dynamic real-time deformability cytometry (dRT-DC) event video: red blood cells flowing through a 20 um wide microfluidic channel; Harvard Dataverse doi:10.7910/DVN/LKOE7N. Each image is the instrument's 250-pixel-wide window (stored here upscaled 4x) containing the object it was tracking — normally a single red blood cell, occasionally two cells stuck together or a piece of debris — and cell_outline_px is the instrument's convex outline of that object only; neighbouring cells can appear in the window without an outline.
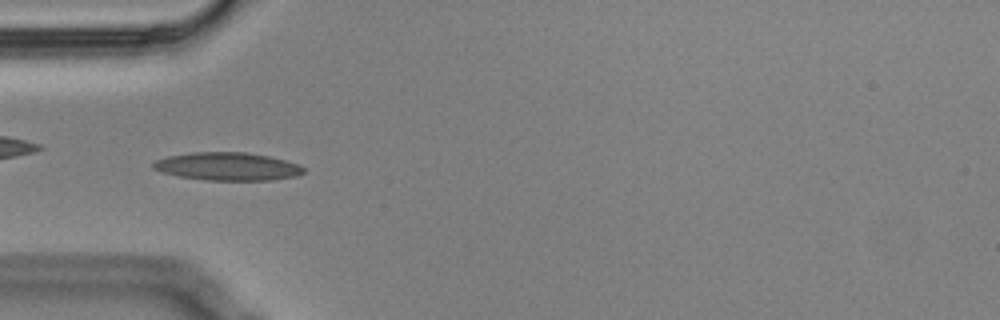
{"species": "Egyptian fruit bat (a non-hibernating species)", "species_latin": "Rousettus aegyptiacus", "temperature_condition": "cold", "stored_images_in_passage": 57, "camera_frame_rate_fps": 3000, "um_per_image_px": 0.085, "animal": {"sex": "male"}, "frame": {"image": 1, "passage_image": 17, "time_ms": 5.333, "image_size_px": [1000, 320], "cell_outline_px": [[304, 172], [296, 176], [272, 180], [204, 180], [176, 176], [160, 172], [152, 168], [152, 164], [156, 160], [168, 156], [192, 152], [244, 152], [268, 156], [300, 164], [304, 168]], "centroid_in_image_um": [19.31, 14.15], "position_along_channel_um": 65.7, "area_um2": 24.62}}
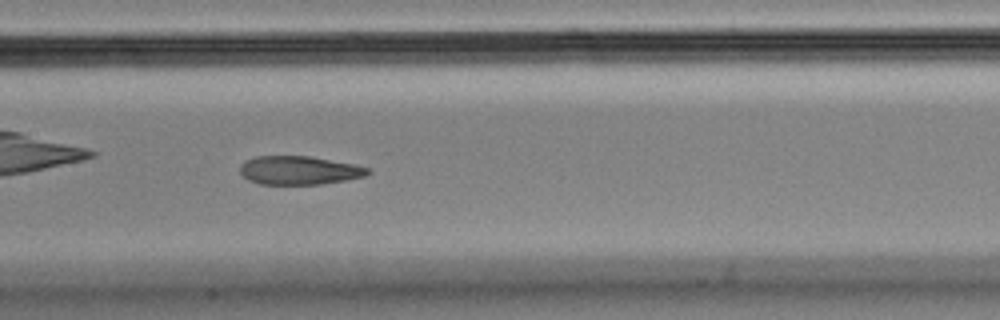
{"frame": {"image": 2, "passage_image": 27, "time_ms": 8.667, "image_size_px": [1000, 320], "cell_outline_px": [[372, 172], [368, 176], [320, 184], [260, 184], [248, 180], [240, 172], [240, 164], [256, 156], [308, 156], [352, 164], [368, 168]], "centroid_in_image_um": [25.43, 14.48], "position_along_channel_um": 182.0, "area_um2": 21.1}}
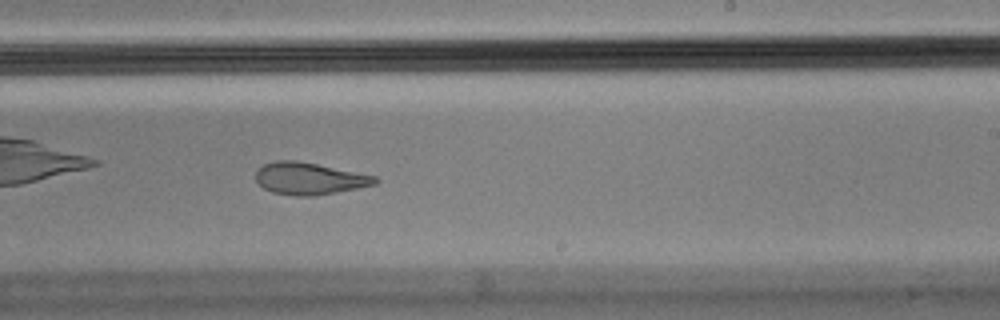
{"frame": {"image": 3, "passage_image": 34, "time_ms": 11.0, "image_size_px": [1000, 320], "cell_outline_px": [[380, 180], [376, 184], [356, 188], [312, 196], [296, 196], [272, 192], [264, 188], [256, 180], [256, 172], [264, 164], [276, 160], [296, 160], [376, 176]], "centroid_in_image_um": [26.28, 15.17], "position_along_channel_um": 262.7, "area_um2": 21.96}, "authors_computed_cell_mechanics": {"area_um2": 22.542, "velocity_mm_per_s": 3.4691, "shape_relaxation_time_tau1_ms": 10.5783, "shape_relaxation_time_tau2_ms": 2.3897, "deformation_change_tau1": 0.2958, "deformation_change_tau2": 0.1055}}